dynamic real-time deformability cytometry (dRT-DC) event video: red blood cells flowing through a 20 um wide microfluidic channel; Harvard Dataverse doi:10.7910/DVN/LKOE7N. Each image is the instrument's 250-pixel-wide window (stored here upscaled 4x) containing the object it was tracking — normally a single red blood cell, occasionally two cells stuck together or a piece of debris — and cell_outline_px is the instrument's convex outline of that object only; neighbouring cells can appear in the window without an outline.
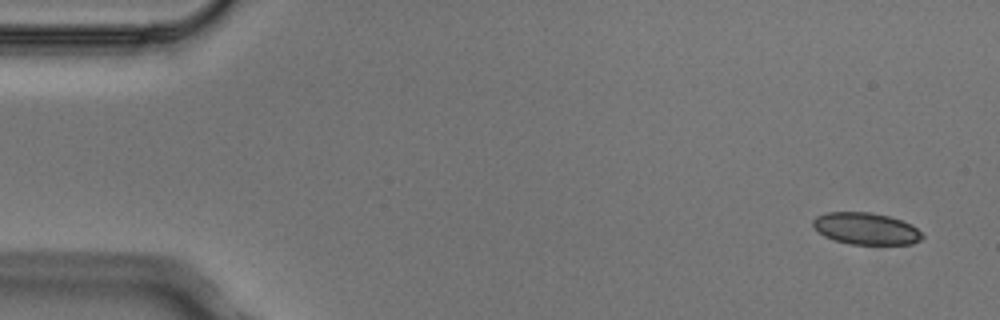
{"species": "Egyptian fruit bat (a non-hibernating species)", "species_latin": "Rousettus aegyptiacus", "temperature_condition": "cold", "stored_images_in_passage": 6, "camera_frame_rate_fps": 3000, "um_per_image_px": 0.085, "animal": {"sex": "male"}, "frame": {"image": 1, "passage_image": 1, "time_ms": 0.0, "image_size_px": [1000, 320], "cell_outline_px": [[924, 236], [920, 240], [912, 244], [852, 244], [836, 240], [824, 236], [812, 224], [812, 220], [816, 216], [824, 212], [872, 212], [888, 216], [912, 224]], "centroid_in_image_um": [73.6, 19.42], "position_along_channel_um": 11.4, "area_um2": 20.17}}